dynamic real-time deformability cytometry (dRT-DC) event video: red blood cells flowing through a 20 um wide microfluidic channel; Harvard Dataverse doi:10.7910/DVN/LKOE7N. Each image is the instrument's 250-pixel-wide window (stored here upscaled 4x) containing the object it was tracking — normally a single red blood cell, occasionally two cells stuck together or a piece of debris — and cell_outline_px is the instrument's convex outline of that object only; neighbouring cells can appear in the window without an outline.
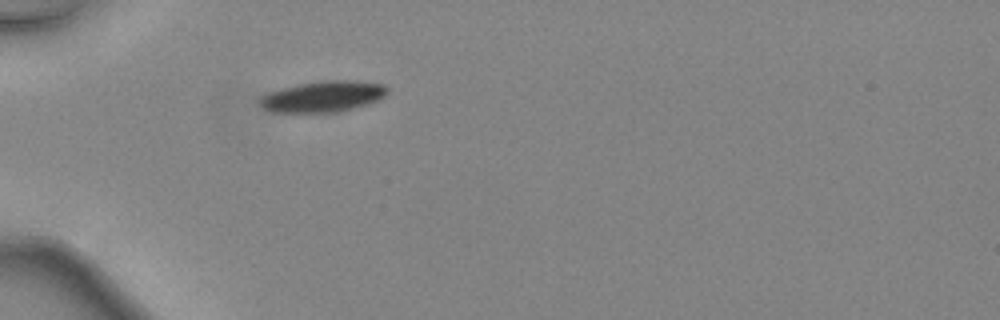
{"species": "common noctule bat (a hibernating species)", "species_latin": "Nyctalus noctula", "temperature_condition": "warm", "stored_images_in_passage": 25, "camera_frame_rate_fps": 3000, "um_per_image_px": 0.085, "animal": {"sex": "female", "body_mass_g": 24.6, "forearm_length_mm": 56.2}, "frame": {"image": 1, "passage_image": 1, "time_ms": 0.0, "image_size_px": [1000, 320], "cell_outline_px": [[388, 92], [380, 100], [368, 104], [340, 112], [272, 112], [260, 108], [256, 100], [260, 96], [268, 92], [280, 88], [320, 80], [356, 80], [384, 84], [388, 88]], "centroid_in_image_um": [27.43, 8.2], "position_along_channel_um": 57.6, "area_um2": 23.58}}
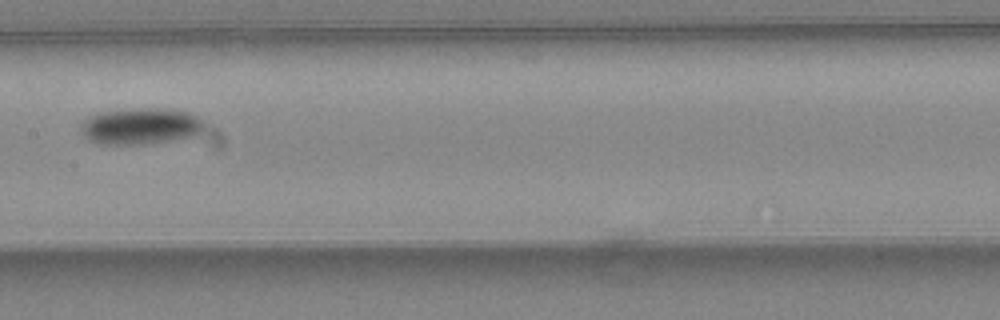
{"frame": {"image": 2, "passage_image": 11, "time_ms": 3.333, "image_size_px": [1000, 320], "cell_outline_px": [[204, 128], [196, 136], [172, 140], [144, 144], [96, 144], [88, 140], [80, 132], [80, 124], [84, 120], [96, 112], [128, 108], [164, 108], [188, 112], [204, 120]], "centroid_in_image_um": [11.92, 10.71], "position_along_channel_um": 195.5, "area_um2": 26.7}}
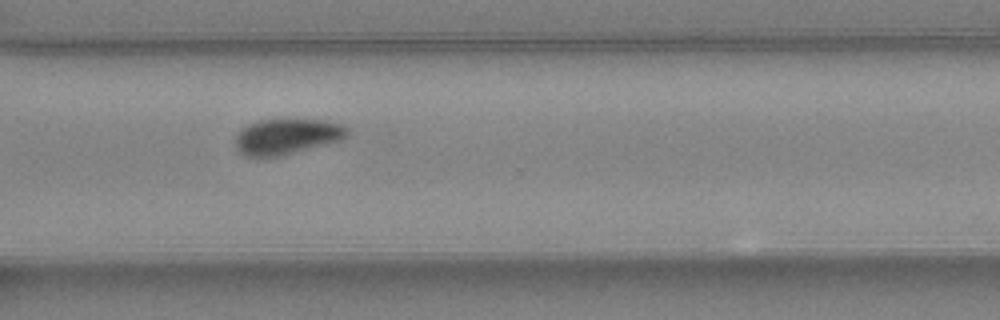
{"frame": {"image": 3, "passage_image": 21, "time_ms": 6.667, "image_size_px": [1000, 320], "cell_outline_px": [[348, 136], [340, 140], [284, 156], [244, 156], [236, 148], [236, 132], [240, 128], [248, 124], [260, 120], [324, 120], [340, 124], [348, 128]], "centroid_in_image_um": [24.36, 11.61], "position_along_channel_um": 346.2, "area_um2": 23.24}, "authors_computed_cell_mechanics": {"area_um2": 24.9696, "velocity_mm_per_s": 4.5359, "shape_relaxation_time_tau1_ms": 3.8858, "shape_relaxation_time_tau2_ms": null, "deformation_change_tau1": 0.14, "deformation_change_tau2": null}}